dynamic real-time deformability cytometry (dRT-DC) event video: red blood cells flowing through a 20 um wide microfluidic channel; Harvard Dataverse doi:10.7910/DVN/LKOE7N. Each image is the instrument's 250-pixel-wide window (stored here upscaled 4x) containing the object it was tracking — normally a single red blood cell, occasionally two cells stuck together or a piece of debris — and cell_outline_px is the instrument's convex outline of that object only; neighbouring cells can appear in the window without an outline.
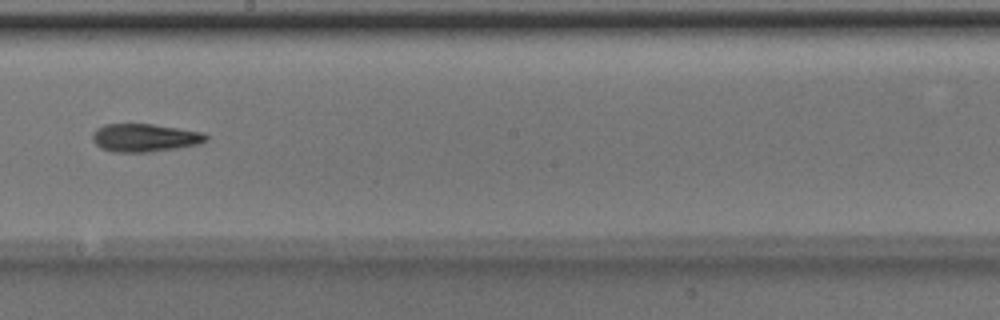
{"species": "Egyptian fruit bat (a non-hibernating species)", "species_latin": "Rousettus aegyptiacus", "temperature_condition": "room temperature", "stored_images_in_passage": 5, "camera_frame_rate_fps": 3000, "um_per_image_px": 0.085, "animal": {"sex": "male"}, "frame": {"image": 1, "passage_image": 5, "time_ms": 1.333, "image_size_px": [1000, 320], "cell_outline_px": [[208, 140], [200, 144], [152, 152], [112, 152], [100, 148], [92, 140], [92, 132], [96, 128], [104, 124], [152, 124], [204, 132], [208, 136]], "centroid_in_image_um": [12.29, 11.71], "position_along_channel_um": 235.9, "area_um2": 18.79}}